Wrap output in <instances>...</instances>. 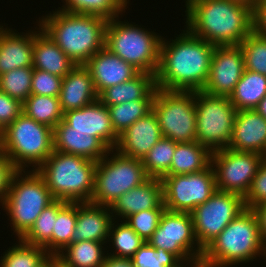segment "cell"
<instances>
[{"label":"cell","instance_id":"1","mask_svg":"<svg viewBox=\"0 0 266 267\" xmlns=\"http://www.w3.org/2000/svg\"><path fill=\"white\" fill-rule=\"evenodd\" d=\"M177 36L171 42L161 40L156 87L201 91L208 79L215 45L193 35L187 28Z\"/></svg>","mask_w":266,"mask_h":267},{"label":"cell","instance_id":"2","mask_svg":"<svg viewBox=\"0 0 266 267\" xmlns=\"http://www.w3.org/2000/svg\"><path fill=\"white\" fill-rule=\"evenodd\" d=\"M186 27L213 45H239L252 31V8L232 0H186Z\"/></svg>","mask_w":266,"mask_h":267},{"label":"cell","instance_id":"3","mask_svg":"<svg viewBox=\"0 0 266 267\" xmlns=\"http://www.w3.org/2000/svg\"><path fill=\"white\" fill-rule=\"evenodd\" d=\"M38 26L76 65L105 47L107 20L99 16L57 9L39 19Z\"/></svg>","mask_w":266,"mask_h":267},{"label":"cell","instance_id":"4","mask_svg":"<svg viewBox=\"0 0 266 267\" xmlns=\"http://www.w3.org/2000/svg\"><path fill=\"white\" fill-rule=\"evenodd\" d=\"M259 221L253 209L245 208L203 250L199 266L230 267L254 261L263 255Z\"/></svg>","mask_w":266,"mask_h":267},{"label":"cell","instance_id":"5","mask_svg":"<svg viewBox=\"0 0 266 267\" xmlns=\"http://www.w3.org/2000/svg\"><path fill=\"white\" fill-rule=\"evenodd\" d=\"M96 166L94 160L53 150L36 171L54 199L82 203L92 199Z\"/></svg>","mask_w":266,"mask_h":267},{"label":"cell","instance_id":"6","mask_svg":"<svg viewBox=\"0 0 266 267\" xmlns=\"http://www.w3.org/2000/svg\"><path fill=\"white\" fill-rule=\"evenodd\" d=\"M0 152L18 170H37L53 152V129L36 122L23 112L2 130ZM28 164V165H27Z\"/></svg>","mask_w":266,"mask_h":267},{"label":"cell","instance_id":"7","mask_svg":"<svg viewBox=\"0 0 266 267\" xmlns=\"http://www.w3.org/2000/svg\"><path fill=\"white\" fill-rule=\"evenodd\" d=\"M162 37L138 25L118 20L107 21L105 47L139 72L157 73Z\"/></svg>","mask_w":266,"mask_h":267},{"label":"cell","instance_id":"8","mask_svg":"<svg viewBox=\"0 0 266 267\" xmlns=\"http://www.w3.org/2000/svg\"><path fill=\"white\" fill-rule=\"evenodd\" d=\"M24 174H23V173ZM28 172V173H27ZM19 170L12 179L2 204L11 219L12 230L21 239L33 226L44 208L55 199L36 170ZM26 175V176H25Z\"/></svg>","mask_w":266,"mask_h":267},{"label":"cell","instance_id":"9","mask_svg":"<svg viewBox=\"0 0 266 267\" xmlns=\"http://www.w3.org/2000/svg\"><path fill=\"white\" fill-rule=\"evenodd\" d=\"M114 151L115 149H110L97 162L94 192L90 201L93 204L111 207L122 194L150 178L140 159L124 156L118 151L113 153Z\"/></svg>","mask_w":266,"mask_h":267},{"label":"cell","instance_id":"10","mask_svg":"<svg viewBox=\"0 0 266 267\" xmlns=\"http://www.w3.org/2000/svg\"><path fill=\"white\" fill-rule=\"evenodd\" d=\"M196 141L211 152L228 148L237 109L229 96L194 91Z\"/></svg>","mask_w":266,"mask_h":267},{"label":"cell","instance_id":"11","mask_svg":"<svg viewBox=\"0 0 266 267\" xmlns=\"http://www.w3.org/2000/svg\"><path fill=\"white\" fill-rule=\"evenodd\" d=\"M152 111L155 113L163 137L172 141L196 140V108L194 91H156Z\"/></svg>","mask_w":266,"mask_h":267},{"label":"cell","instance_id":"12","mask_svg":"<svg viewBox=\"0 0 266 267\" xmlns=\"http://www.w3.org/2000/svg\"><path fill=\"white\" fill-rule=\"evenodd\" d=\"M147 242L154 248H163L176 255L183 262L199 264L203 255L194 234L191 213L188 212L165 209L157 229Z\"/></svg>","mask_w":266,"mask_h":267},{"label":"cell","instance_id":"13","mask_svg":"<svg viewBox=\"0 0 266 267\" xmlns=\"http://www.w3.org/2000/svg\"><path fill=\"white\" fill-rule=\"evenodd\" d=\"M244 209L241 195L219 190L198 205L191 216L199 247L204 250Z\"/></svg>","mask_w":266,"mask_h":267},{"label":"cell","instance_id":"14","mask_svg":"<svg viewBox=\"0 0 266 267\" xmlns=\"http://www.w3.org/2000/svg\"><path fill=\"white\" fill-rule=\"evenodd\" d=\"M161 181L165 209L172 212L191 213L217 190L211 165L195 173L164 176Z\"/></svg>","mask_w":266,"mask_h":267},{"label":"cell","instance_id":"15","mask_svg":"<svg viewBox=\"0 0 266 267\" xmlns=\"http://www.w3.org/2000/svg\"><path fill=\"white\" fill-rule=\"evenodd\" d=\"M264 156L225 148L212 152L211 166L217 190L241 195L248 193Z\"/></svg>","mask_w":266,"mask_h":267},{"label":"cell","instance_id":"16","mask_svg":"<svg viewBox=\"0 0 266 267\" xmlns=\"http://www.w3.org/2000/svg\"><path fill=\"white\" fill-rule=\"evenodd\" d=\"M245 71L239 45H215L207 82L202 91L229 96Z\"/></svg>","mask_w":266,"mask_h":267},{"label":"cell","instance_id":"17","mask_svg":"<svg viewBox=\"0 0 266 267\" xmlns=\"http://www.w3.org/2000/svg\"><path fill=\"white\" fill-rule=\"evenodd\" d=\"M63 121L69 126V131L98 137L109 149L117 146L119 136L114 131L109 109L99 99L80 109L64 112Z\"/></svg>","mask_w":266,"mask_h":267},{"label":"cell","instance_id":"18","mask_svg":"<svg viewBox=\"0 0 266 267\" xmlns=\"http://www.w3.org/2000/svg\"><path fill=\"white\" fill-rule=\"evenodd\" d=\"M228 148L266 157V119L255 109L237 111Z\"/></svg>","mask_w":266,"mask_h":267},{"label":"cell","instance_id":"19","mask_svg":"<svg viewBox=\"0 0 266 267\" xmlns=\"http://www.w3.org/2000/svg\"><path fill=\"white\" fill-rule=\"evenodd\" d=\"M84 66L94 80L98 95L104 89L129 81L139 73L131 64L106 47L99 50Z\"/></svg>","mask_w":266,"mask_h":267},{"label":"cell","instance_id":"20","mask_svg":"<svg viewBox=\"0 0 266 267\" xmlns=\"http://www.w3.org/2000/svg\"><path fill=\"white\" fill-rule=\"evenodd\" d=\"M162 137L156 115L151 111L119 135L114 149L124 156L142 160Z\"/></svg>","mask_w":266,"mask_h":267},{"label":"cell","instance_id":"21","mask_svg":"<svg viewBox=\"0 0 266 267\" xmlns=\"http://www.w3.org/2000/svg\"><path fill=\"white\" fill-rule=\"evenodd\" d=\"M110 208L113 217H122L123 221L141 211L165 208L161 179L149 178L143 184L122 194Z\"/></svg>","mask_w":266,"mask_h":267},{"label":"cell","instance_id":"22","mask_svg":"<svg viewBox=\"0 0 266 267\" xmlns=\"http://www.w3.org/2000/svg\"><path fill=\"white\" fill-rule=\"evenodd\" d=\"M53 150L98 162L110 149L98 137L85 132L69 131V126L61 120L53 129Z\"/></svg>","mask_w":266,"mask_h":267},{"label":"cell","instance_id":"23","mask_svg":"<svg viewBox=\"0 0 266 267\" xmlns=\"http://www.w3.org/2000/svg\"><path fill=\"white\" fill-rule=\"evenodd\" d=\"M111 208L91 202L77 203V220L73 241L107 242L113 220Z\"/></svg>","mask_w":266,"mask_h":267},{"label":"cell","instance_id":"24","mask_svg":"<svg viewBox=\"0 0 266 267\" xmlns=\"http://www.w3.org/2000/svg\"><path fill=\"white\" fill-rule=\"evenodd\" d=\"M0 27V75L23 67H33L34 31L16 33Z\"/></svg>","mask_w":266,"mask_h":267},{"label":"cell","instance_id":"25","mask_svg":"<svg viewBox=\"0 0 266 267\" xmlns=\"http://www.w3.org/2000/svg\"><path fill=\"white\" fill-rule=\"evenodd\" d=\"M94 80L84 65H76L62 80L59 102L63 112L80 109L98 100Z\"/></svg>","mask_w":266,"mask_h":267},{"label":"cell","instance_id":"26","mask_svg":"<svg viewBox=\"0 0 266 267\" xmlns=\"http://www.w3.org/2000/svg\"><path fill=\"white\" fill-rule=\"evenodd\" d=\"M34 31L33 68L64 77L76 63L40 28Z\"/></svg>","mask_w":266,"mask_h":267},{"label":"cell","instance_id":"27","mask_svg":"<svg viewBox=\"0 0 266 267\" xmlns=\"http://www.w3.org/2000/svg\"><path fill=\"white\" fill-rule=\"evenodd\" d=\"M156 91L155 74L139 72L129 81L104 89L98 99L111 106L133 100H154Z\"/></svg>","mask_w":266,"mask_h":267},{"label":"cell","instance_id":"28","mask_svg":"<svg viewBox=\"0 0 266 267\" xmlns=\"http://www.w3.org/2000/svg\"><path fill=\"white\" fill-rule=\"evenodd\" d=\"M212 152L196 140L193 142H176V150L173 155L170 175H186L207 169L211 165Z\"/></svg>","mask_w":266,"mask_h":267},{"label":"cell","instance_id":"29","mask_svg":"<svg viewBox=\"0 0 266 267\" xmlns=\"http://www.w3.org/2000/svg\"><path fill=\"white\" fill-rule=\"evenodd\" d=\"M266 95V76L245 69L241 79L229 95L230 102L239 110L255 109Z\"/></svg>","mask_w":266,"mask_h":267},{"label":"cell","instance_id":"30","mask_svg":"<svg viewBox=\"0 0 266 267\" xmlns=\"http://www.w3.org/2000/svg\"><path fill=\"white\" fill-rule=\"evenodd\" d=\"M67 203L55 199L43 209L33 226L21 240L30 245L44 247L48 254H52V234L57 214Z\"/></svg>","mask_w":266,"mask_h":267},{"label":"cell","instance_id":"31","mask_svg":"<svg viewBox=\"0 0 266 267\" xmlns=\"http://www.w3.org/2000/svg\"><path fill=\"white\" fill-rule=\"evenodd\" d=\"M105 243L107 244V242L89 240L73 241L58 255L62 261L72 267H102L107 256L103 251Z\"/></svg>","mask_w":266,"mask_h":267},{"label":"cell","instance_id":"32","mask_svg":"<svg viewBox=\"0 0 266 267\" xmlns=\"http://www.w3.org/2000/svg\"><path fill=\"white\" fill-rule=\"evenodd\" d=\"M22 112L36 122L48 125L52 129L63 120L59 97L31 94L22 103Z\"/></svg>","mask_w":266,"mask_h":267},{"label":"cell","instance_id":"33","mask_svg":"<svg viewBox=\"0 0 266 267\" xmlns=\"http://www.w3.org/2000/svg\"><path fill=\"white\" fill-rule=\"evenodd\" d=\"M61 11L88 14L111 20L127 9L129 0H65Z\"/></svg>","mask_w":266,"mask_h":267},{"label":"cell","instance_id":"34","mask_svg":"<svg viewBox=\"0 0 266 267\" xmlns=\"http://www.w3.org/2000/svg\"><path fill=\"white\" fill-rule=\"evenodd\" d=\"M175 150L176 142L162 137L141 160L147 175L162 179L169 172Z\"/></svg>","mask_w":266,"mask_h":267},{"label":"cell","instance_id":"35","mask_svg":"<svg viewBox=\"0 0 266 267\" xmlns=\"http://www.w3.org/2000/svg\"><path fill=\"white\" fill-rule=\"evenodd\" d=\"M153 100H133L107 106L115 133L119 136L129 126L152 111Z\"/></svg>","mask_w":266,"mask_h":267},{"label":"cell","instance_id":"36","mask_svg":"<svg viewBox=\"0 0 266 267\" xmlns=\"http://www.w3.org/2000/svg\"><path fill=\"white\" fill-rule=\"evenodd\" d=\"M114 220L111 223L108 242H112L115 249L113 253L108 255L117 258H131L136 251L143 245V240L132 228L124 221L115 225ZM115 225V226H114Z\"/></svg>","mask_w":266,"mask_h":267},{"label":"cell","instance_id":"37","mask_svg":"<svg viewBox=\"0 0 266 267\" xmlns=\"http://www.w3.org/2000/svg\"><path fill=\"white\" fill-rule=\"evenodd\" d=\"M77 203H67L57 214L52 234V255H58L73 242Z\"/></svg>","mask_w":266,"mask_h":267},{"label":"cell","instance_id":"38","mask_svg":"<svg viewBox=\"0 0 266 267\" xmlns=\"http://www.w3.org/2000/svg\"><path fill=\"white\" fill-rule=\"evenodd\" d=\"M18 240L15 246L10 247L3 257L1 256L0 267H37L48 255L44 247Z\"/></svg>","mask_w":266,"mask_h":267},{"label":"cell","instance_id":"39","mask_svg":"<svg viewBox=\"0 0 266 267\" xmlns=\"http://www.w3.org/2000/svg\"><path fill=\"white\" fill-rule=\"evenodd\" d=\"M33 67L12 69L0 75V91L22 103L31 95Z\"/></svg>","mask_w":266,"mask_h":267},{"label":"cell","instance_id":"40","mask_svg":"<svg viewBox=\"0 0 266 267\" xmlns=\"http://www.w3.org/2000/svg\"><path fill=\"white\" fill-rule=\"evenodd\" d=\"M245 69L266 76V37L251 32L240 44Z\"/></svg>","mask_w":266,"mask_h":267},{"label":"cell","instance_id":"41","mask_svg":"<svg viewBox=\"0 0 266 267\" xmlns=\"http://www.w3.org/2000/svg\"><path fill=\"white\" fill-rule=\"evenodd\" d=\"M130 259L134 267H175L181 262L176 255L146 241Z\"/></svg>","mask_w":266,"mask_h":267},{"label":"cell","instance_id":"42","mask_svg":"<svg viewBox=\"0 0 266 267\" xmlns=\"http://www.w3.org/2000/svg\"><path fill=\"white\" fill-rule=\"evenodd\" d=\"M164 210L165 208H154L141 211L128 216L124 222L147 242L153 232L157 229L160 217Z\"/></svg>","mask_w":266,"mask_h":267},{"label":"cell","instance_id":"43","mask_svg":"<svg viewBox=\"0 0 266 267\" xmlns=\"http://www.w3.org/2000/svg\"><path fill=\"white\" fill-rule=\"evenodd\" d=\"M63 78L39 69L33 70L31 94L59 97Z\"/></svg>","mask_w":266,"mask_h":267},{"label":"cell","instance_id":"44","mask_svg":"<svg viewBox=\"0 0 266 267\" xmlns=\"http://www.w3.org/2000/svg\"><path fill=\"white\" fill-rule=\"evenodd\" d=\"M263 202H266V157L258 167L251 187L244 197L245 208L248 209H253Z\"/></svg>","mask_w":266,"mask_h":267},{"label":"cell","instance_id":"45","mask_svg":"<svg viewBox=\"0 0 266 267\" xmlns=\"http://www.w3.org/2000/svg\"><path fill=\"white\" fill-rule=\"evenodd\" d=\"M22 113V102L0 91V127L4 129Z\"/></svg>","mask_w":266,"mask_h":267},{"label":"cell","instance_id":"46","mask_svg":"<svg viewBox=\"0 0 266 267\" xmlns=\"http://www.w3.org/2000/svg\"><path fill=\"white\" fill-rule=\"evenodd\" d=\"M19 170L13 162L2 152H0V203L3 204L10 189L13 176Z\"/></svg>","mask_w":266,"mask_h":267},{"label":"cell","instance_id":"47","mask_svg":"<svg viewBox=\"0 0 266 267\" xmlns=\"http://www.w3.org/2000/svg\"><path fill=\"white\" fill-rule=\"evenodd\" d=\"M253 32L266 37V3H256L252 9Z\"/></svg>","mask_w":266,"mask_h":267},{"label":"cell","instance_id":"48","mask_svg":"<svg viewBox=\"0 0 266 267\" xmlns=\"http://www.w3.org/2000/svg\"><path fill=\"white\" fill-rule=\"evenodd\" d=\"M255 214L257 215L260 228V236L263 244L266 243V202H263L253 208Z\"/></svg>","mask_w":266,"mask_h":267},{"label":"cell","instance_id":"49","mask_svg":"<svg viewBox=\"0 0 266 267\" xmlns=\"http://www.w3.org/2000/svg\"><path fill=\"white\" fill-rule=\"evenodd\" d=\"M102 267H134L130 258H117L107 254Z\"/></svg>","mask_w":266,"mask_h":267},{"label":"cell","instance_id":"50","mask_svg":"<svg viewBox=\"0 0 266 267\" xmlns=\"http://www.w3.org/2000/svg\"><path fill=\"white\" fill-rule=\"evenodd\" d=\"M37 267H55V255L48 254Z\"/></svg>","mask_w":266,"mask_h":267},{"label":"cell","instance_id":"51","mask_svg":"<svg viewBox=\"0 0 266 267\" xmlns=\"http://www.w3.org/2000/svg\"><path fill=\"white\" fill-rule=\"evenodd\" d=\"M255 110L266 119V95L261 99Z\"/></svg>","mask_w":266,"mask_h":267},{"label":"cell","instance_id":"52","mask_svg":"<svg viewBox=\"0 0 266 267\" xmlns=\"http://www.w3.org/2000/svg\"><path fill=\"white\" fill-rule=\"evenodd\" d=\"M238 3H242L250 8H254V5L256 4L257 0H232Z\"/></svg>","mask_w":266,"mask_h":267},{"label":"cell","instance_id":"53","mask_svg":"<svg viewBox=\"0 0 266 267\" xmlns=\"http://www.w3.org/2000/svg\"><path fill=\"white\" fill-rule=\"evenodd\" d=\"M55 267H72V266H69L64 261H62L59 255H55Z\"/></svg>","mask_w":266,"mask_h":267},{"label":"cell","instance_id":"54","mask_svg":"<svg viewBox=\"0 0 266 267\" xmlns=\"http://www.w3.org/2000/svg\"><path fill=\"white\" fill-rule=\"evenodd\" d=\"M187 263V264H186ZM186 264V265H185ZM190 264V266L191 267H197V266H199V264L198 263H190V262H183V261H181L177 266H175V267H185V266H188Z\"/></svg>","mask_w":266,"mask_h":267},{"label":"cell","instance_id":"55","mask_svg":"<svg viewBox=\"0 0 266 267\" xmlns=\"http://www.w3.org/2000/svg\"><path fill=\"white\" fill-rule=\"evenodd\" d=\"M263 256L266 257V243L264 244V253Z\"/></svg>","mask_w":266,"mask_h":267},{"label":"cell","instance_id":"56","mask_svg":"<svg viewBox=\"0 0 266 267\" xmlns=\"http://www.w3.org/2000/svg\"><path fill=\"white\" fill-rule=\"evenodd\" d=\"M256 3H266V0H257Z\"/></svg>","mask_w":266,"mask_h":267},{"label":"cell","instance_id":"57","mask_svg":"<svg viewBox=\"0 0 266 267\" xmlns=\"http://www.w3.org/2000/svg\"><path fill=\"white\" fill-rule=\"evenodd\" d=\"M2 130H3V129L0 127V138H1V135H2Z\"/></svg>","mask_w":266,"mask_h":267}]
</instances>
